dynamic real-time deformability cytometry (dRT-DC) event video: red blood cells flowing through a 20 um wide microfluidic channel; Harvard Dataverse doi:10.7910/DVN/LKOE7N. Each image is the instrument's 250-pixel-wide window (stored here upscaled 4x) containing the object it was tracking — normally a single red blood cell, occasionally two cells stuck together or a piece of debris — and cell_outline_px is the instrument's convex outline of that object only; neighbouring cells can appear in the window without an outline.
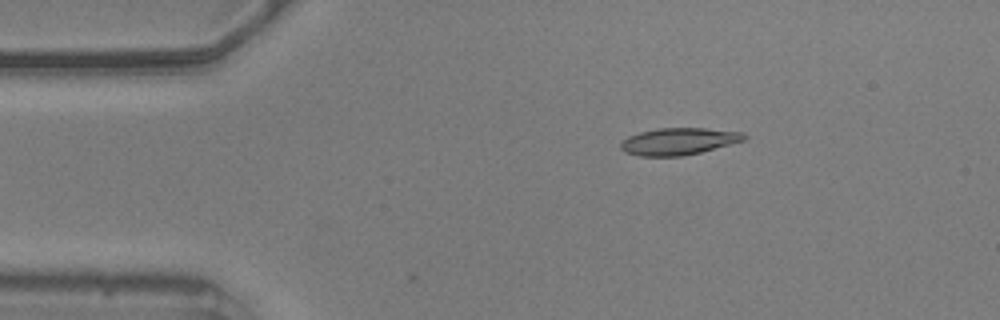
{"species": "common noctule bat (a hibernating species)", "species_latin": "Nyctalus noctula", "temperature_condition": "warm", "stored_images_in_passage": 11, "camera_frame_rate_fps": 3000, "um_per_image_px": 0.085, "animal": {"sex": "male", "body_mass_g": 20.5, "forearm_length_mm": 52.5}, "frame": {"image": 1, "passage_image": 1, "time_ms": 0.0, "image_size_px": [1000, 320], "cell_outline_px": [[748, 136], [744, 140], [700, 152], [680, 156], [640, 156], [624, 152], [620, 148], [620, 144], [628, 136], [640, 132], [660, 128], [704, 128], [744, 132]], "centroid_in_image_um": [57.68, 12.01], "position_along_channel_um": 27.3, "area_um2": 19.25}}
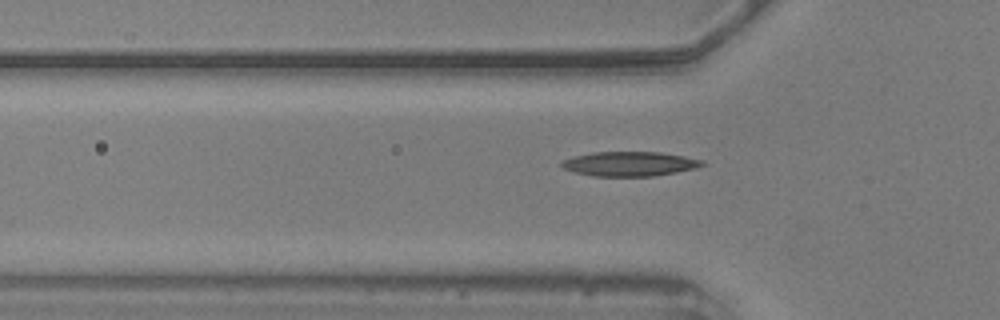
{"frame": {"image": 2, "passage_image": 9, "time_ms": 2.667, "image_size_px": [1000, 320], "cell_outline_px": [[704, 164], [696, 168], [676, 172], [652, 176], [592, 176], [576, 172], [564, 168], [560, 164], [564, 160], [572, 156], [592, 152], [660, 152], [684, 156], [704, 160]], "centroid_in_image_um": [53.52, 13.92], "position_along_channel_um": 72.3, "area_um2": 20.0}}